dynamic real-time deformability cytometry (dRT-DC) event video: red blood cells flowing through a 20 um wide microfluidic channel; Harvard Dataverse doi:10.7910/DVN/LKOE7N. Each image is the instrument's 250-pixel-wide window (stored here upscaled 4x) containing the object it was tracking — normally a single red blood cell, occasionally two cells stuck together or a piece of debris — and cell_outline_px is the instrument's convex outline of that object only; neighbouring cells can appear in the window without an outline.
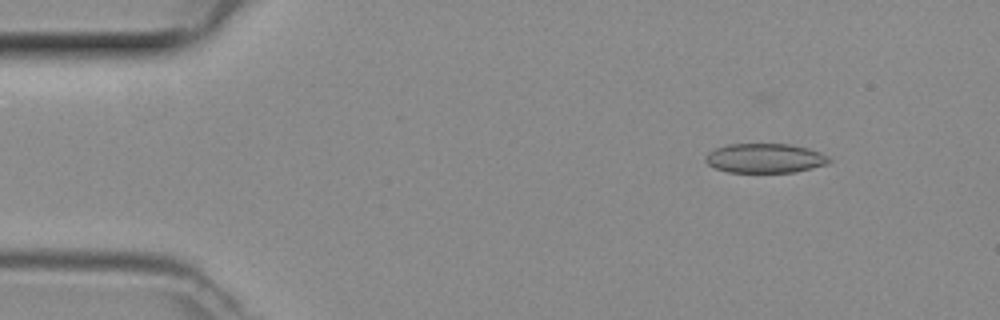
{"species": "common noctule bat (a hibernating species)", "species_latin": "Nyctalus noctula", "temperature_condition": "room temperature", "stored_images_in_passage": 47, "camera_frame_rate_fps": 3000, "um_per_image_px": 0.085, "animal": {"sex": "female", "body_mass_g": 29.2, "forearm_length_mm": 56.3}, "frame": {"image": 1, "passage_image": 5, "time_ms": 1.333, "image_size_px": [1000, 320], "cell_outline_px": [[832, 160], [828, 164], [796, 172], [728, 172], [716, 168], [708, 164], [704, 160], [704, 156], [708, 152], [716, 148], [728, 144], [792, 144], [808, 148], [820, 152], [828, 156]], "centroid_in_image_um": [65.03, 13.44], "position_along_channel_um": 20.0, "area_um2": 21.33}}
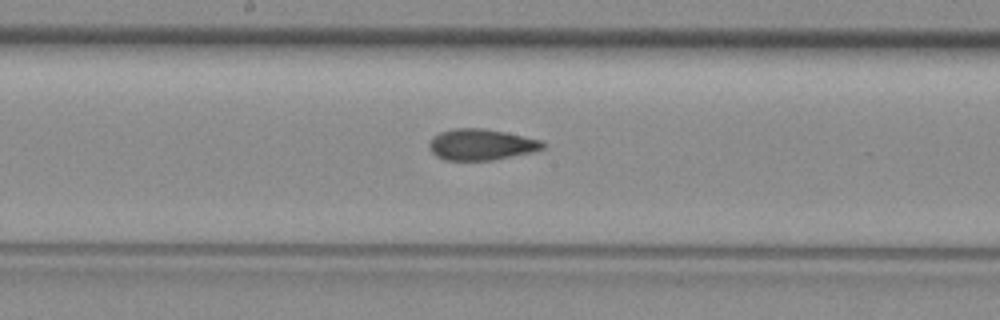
{"frame": {"image": 2, "passage_image": 24, "time_ms": 7.667, "image_size_px": [1000, 320], "cell_outline_px": [[548, 144], [544, 148], [532, 152], [492, 160], [444, 160], [436, 156], [428, 148], [428, 144], [432, 136], [440, 132], [456, 128], [484, 128], [544, 140]], "centroid_in_image_um": [40.91, 12.28], "position_along_channel_um": 207.3, "area_um2": 20.81}}
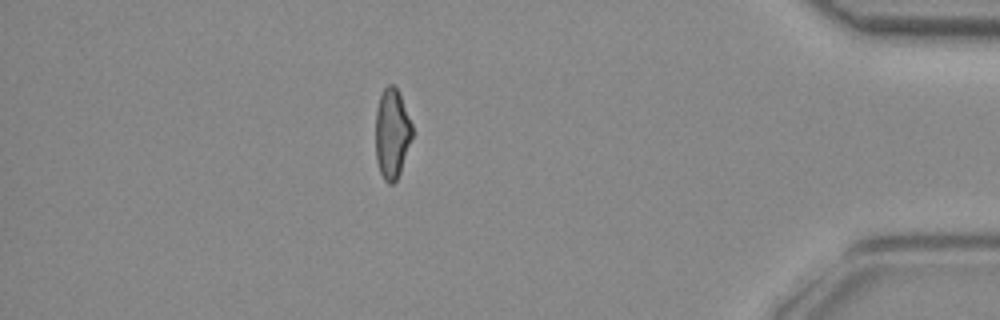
{"frame": {"image": 3, "passage_image": 41, "time_ms": 13.333, "image_size_px": [1000, 320], "cell_outline_px": [[412, 136], [400, 172], [396, 180], [392, 184], [388, 184], [384, 180], [380, 172], [376, 160], [376, 108], [380, 96], [384, 88], [388, 84], [392, 84], [400, 92], [412, 124]], "centroid_in_image_um": [33.31, 11.33], "position_along_channel_um": 401.9, "area_um2": 19.19}}